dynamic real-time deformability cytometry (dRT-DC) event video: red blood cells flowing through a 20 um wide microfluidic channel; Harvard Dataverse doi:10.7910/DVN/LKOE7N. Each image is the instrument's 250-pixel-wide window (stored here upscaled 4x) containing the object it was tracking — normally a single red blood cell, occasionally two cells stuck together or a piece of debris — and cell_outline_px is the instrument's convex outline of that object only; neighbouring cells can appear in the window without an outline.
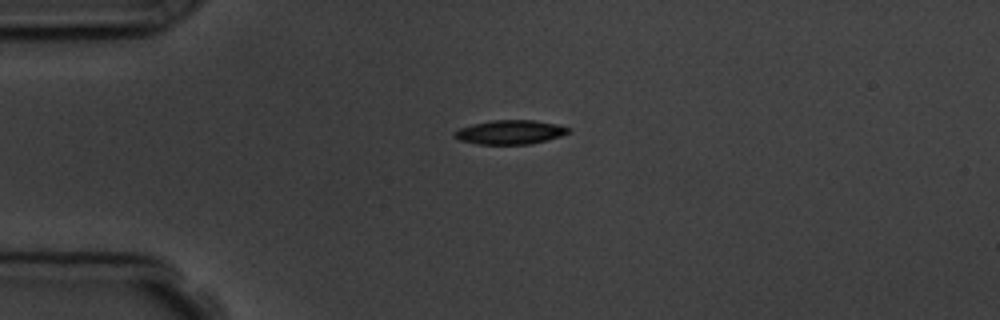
{"species": "common noctule bat (a hibernating species)", "species_latin": "Nyctalus noctula", "temperature_condition": "room temperature", "stored_images_in_passage": 4, "camera_frame_rate_fps": 3000, "um_per_image_px": 0.085, "animal": {"sex": "male", "body_mass_g": 19.5, "forearm_length_mm": 54.6}, "frame": {"image": 1, "passage_image": 3, "time_ms": 2.333, "image_size_px": [1000, 320], "cell_outline_px": [[572, 132], [560, 136], [528, 144], [476, 144], [460, 140], [452, 136], [452, 132], [460, 128], [472, 124], [492, 120], [536, 120], [556, 124], [572, 128]], "centroid_in_image_um": [43.35, 11.22], "position_along_channel_um": 41.7, "area_um2": 16.07}}